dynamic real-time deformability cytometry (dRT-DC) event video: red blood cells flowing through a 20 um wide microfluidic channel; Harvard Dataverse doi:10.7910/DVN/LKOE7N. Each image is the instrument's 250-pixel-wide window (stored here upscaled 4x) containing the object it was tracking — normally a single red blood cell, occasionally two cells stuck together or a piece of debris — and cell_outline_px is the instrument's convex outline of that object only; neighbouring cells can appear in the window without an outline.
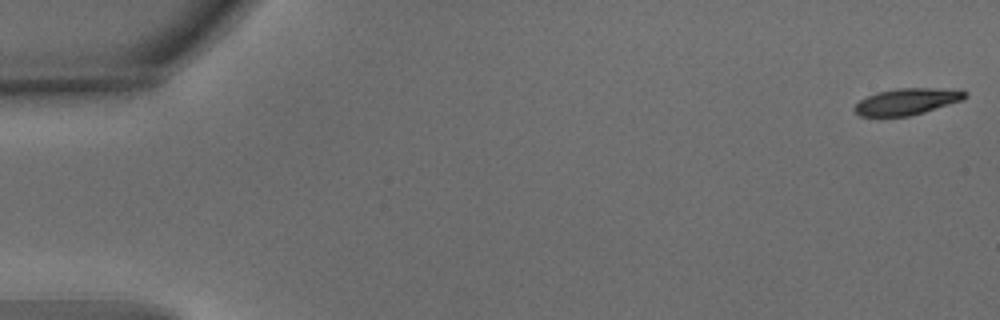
{"species": "common noctule bat (a hibernating species)", "species_latin": "Nyctalus noctula", "temperature_condition": "warm", "stored_images_in_passage": 54, "camera_frame_rate_fps": 3000, "um_per_image_px": 0.085, "animal": {"sex": "male", "body_mass_g": 15.6}, "frame": {"image": 1, "passage_image": 1, "time_ms": 0.0, "image_size_px": [1000, 320], "cell_outline_px": [[968, 96], [964, 100], [924, 112], [908, 116], [860, 116], [852, 108], [860, 100], [876, 92], [896, 88], [952, 88], [968, 92]], "centroid_in_image_um": [77.14, 8.61], "position_along_channel_um": 7.9, "area_um2": 17.22}}
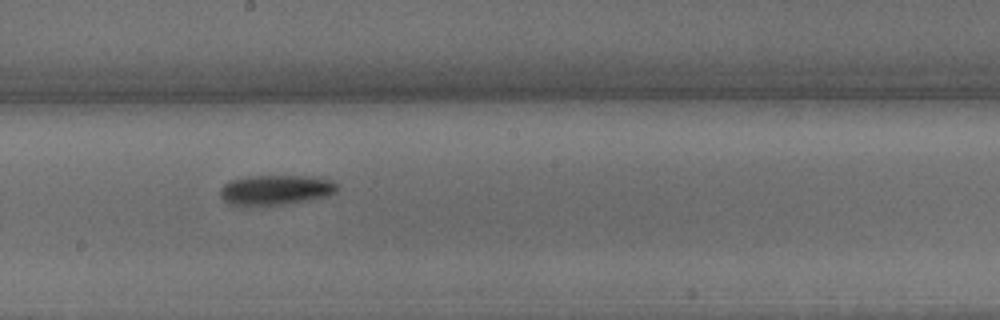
{"frame": {"image": 2, "passage_image": 30, "time_ms": 9.667, "image_size_px": [1000, 320], "cell_outline_px": [[340, 188], [336, 192], [328, 196], [288, 204], [232, 204], [224, 200], [220, 196], [220, 188], [224, 184], [232, 180], [248, 176], [308, 176], [332, 180]], "centroid_in_image_um": [23.49, 16.12], "position_along_channel_um": 224.7, "area_um2": 20.17}}
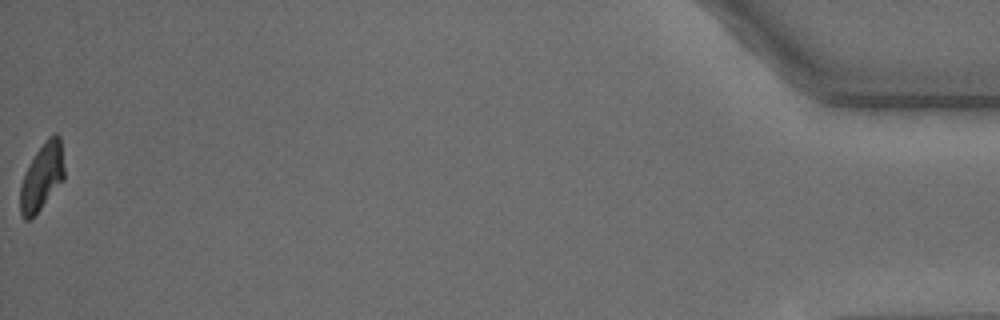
{"frame": {"image": 3, "passage_image": 54, "time_ms": 17.667, "image_size_px": [1000, 320], "cell_outline_px": [[64, 180], [40, 208], [28, 220], [24, 220], [20, 212], [20, 184], [24, 172], [36, 152], [48, 136], [56, 132], [60, 136], [64, 168]], "centroid_in_image_um": [3.56, 14.99], "position_along_channel_um": 431.6, "area_um2": 17.11}, "authors_computed_cell_mechanics": {"area_um2": 18.5538, "velocity_mm_per_s": 3.7821, "shape_relaxation_time_tau1_ms": 2.9913, "shape_relaxation_time_tau2_ms": 5.0101, "deformation_change_tau1": 0.1333, "deformation_change_tau2": 0.1262}}